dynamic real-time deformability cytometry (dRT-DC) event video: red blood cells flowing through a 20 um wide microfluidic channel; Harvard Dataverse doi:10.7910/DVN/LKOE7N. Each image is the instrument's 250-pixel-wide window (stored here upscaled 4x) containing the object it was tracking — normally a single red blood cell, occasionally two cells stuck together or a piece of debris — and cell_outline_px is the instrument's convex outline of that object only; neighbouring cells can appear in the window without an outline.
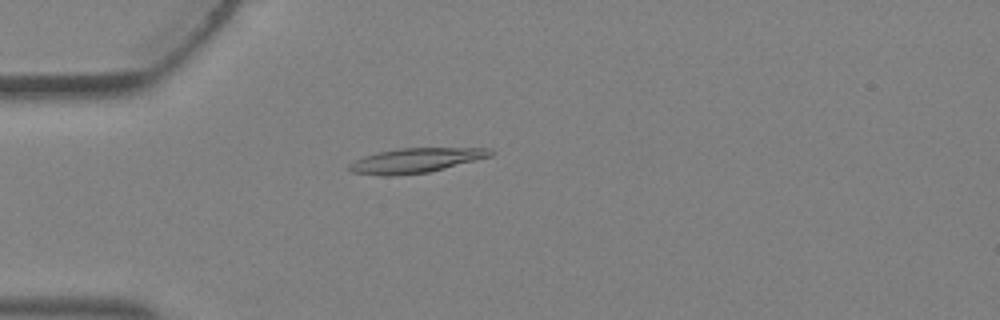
{"species": "Egyptian fruit bat (a non-hibernating species)", "species_latin": "Rousettus aegyptiacus", "temperature_condition": "warm", "stored_images_in_passage": 2, "camera_frame_rate_fps": 3000, "um_per_image_px": 0.085, "animal": {"sex": "female"}, "frame": {"image": 1, "passage_image": 2, "time_ms": 0.333, "image_size_px": [1000, 320], "cell_outline_px": [[492, 156], [428, 172], [392, 176], [388, 176], [352, 172], [348, 168], [348, 164], [364, 156], [376, 152], [400, 148], [488, 148], [492, 152]], "centroid_in_image_um": [35.3, 13.63], "position_along_channel_um": 49.7, "area_um2": 20.06}}